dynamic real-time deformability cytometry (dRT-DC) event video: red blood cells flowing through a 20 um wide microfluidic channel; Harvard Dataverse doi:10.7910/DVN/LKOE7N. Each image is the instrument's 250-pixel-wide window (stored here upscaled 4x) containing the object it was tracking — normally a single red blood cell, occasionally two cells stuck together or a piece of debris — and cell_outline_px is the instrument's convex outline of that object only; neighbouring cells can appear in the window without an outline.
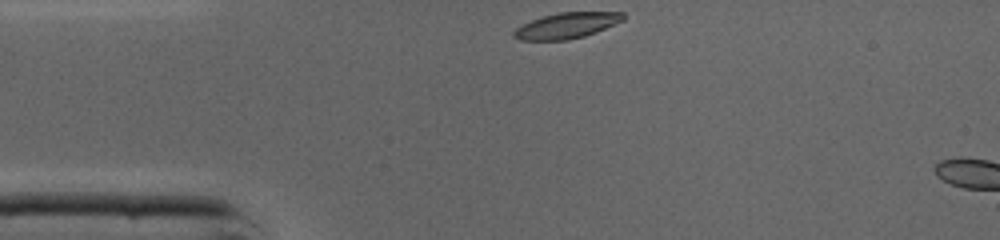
{"species": "common noctule bat (a hibernating species)", "species_latin": "Nyctalus noctula", "temperature_condition": "cold", "stored_images_in_passage": 3, "camera_frame_rate_fps": 3000, "um_per_image_px": 0.085, "animal": {"sex": "male", "body_mass_g": 19.0, "forearm_length_mm": 50.8}, "frame": {"image": 1, "passage_image": 1, "time_ms": 0.0, "image_size_px": [1000, 240], "cell_outline_px": [[624, 20], [596, 32], [584, 36], [568, 40], [520, 40], [512, 36], [512, 32], [516, 28], [540, 16], [560, 12], [624, 12]], "centroid_in_image_um": [48.15, 2.17], "position_along_channel_um": 36.8, "area_um2": 16.42}}